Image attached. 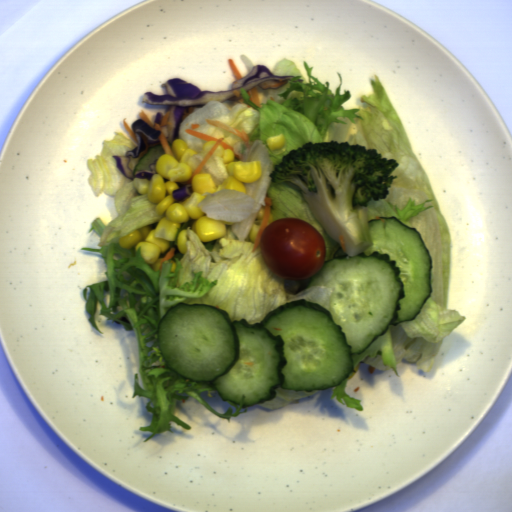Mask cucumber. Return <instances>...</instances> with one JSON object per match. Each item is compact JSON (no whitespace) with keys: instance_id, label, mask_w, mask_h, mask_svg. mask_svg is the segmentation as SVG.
<instances>
[{"instance_id":"cucumber-1","label":"cucumber","mask_w":512,"mask_h":512,"mask_svg":"<svg viewBox=\"0 0 512 512\" xmlns=\"http://www.w3.org/2000/svg\"><path fill=\"white\" fill-rule=\"evenodd\" d=\"M367 225L373 245L324 261L295 291L329 287L328 309L302 298L254 324L232 322L212 305L180 301L168 308L157 328L166 368L212 382L222 401L241 405L243 396L242 408L274 399L278 387L312 392L339 386L356 373L352 355L389 325L416 319L433 291L434 260L419 229L392 215Z\"/></svg>"}]
</instances>
